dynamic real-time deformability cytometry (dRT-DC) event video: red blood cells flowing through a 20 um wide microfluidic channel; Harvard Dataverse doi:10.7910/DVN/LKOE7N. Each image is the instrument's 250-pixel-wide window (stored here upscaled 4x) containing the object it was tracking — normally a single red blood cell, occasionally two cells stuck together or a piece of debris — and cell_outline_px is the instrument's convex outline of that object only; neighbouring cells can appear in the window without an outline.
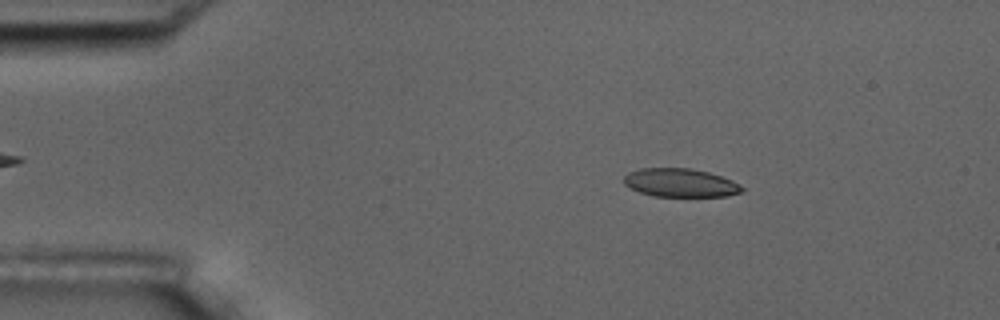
{"species": "common noctule bat (a hibernating species)", "species_latin": "Nyctalus noctula", "temperature_condition": "room temperature", "stored_images_in_passage": 4, "camera_frame_rate_fps": 3000, "um_per_image_px": 0.085, "animal": {"sex": "male", "body_mass_g": 17.5, "forearm_length_mm": 52.3}, "frame": {"image": 1, "passage_image": 2, "time_ms": 2.0, "image_size_px": [1000, 320], "cell_outline_px": [[744, 188], [740, 192], [724, 196], [652, 196], [640, 192], [624, 184], [624, 176], [628, 172], [640, 168], [692, 168], [708, 172], [732, 180], [740, 184]], "centroid_in_image_um": [57.81, 15.53], "position_along_channel_um": 27.2, "area_um2": 19.48}}